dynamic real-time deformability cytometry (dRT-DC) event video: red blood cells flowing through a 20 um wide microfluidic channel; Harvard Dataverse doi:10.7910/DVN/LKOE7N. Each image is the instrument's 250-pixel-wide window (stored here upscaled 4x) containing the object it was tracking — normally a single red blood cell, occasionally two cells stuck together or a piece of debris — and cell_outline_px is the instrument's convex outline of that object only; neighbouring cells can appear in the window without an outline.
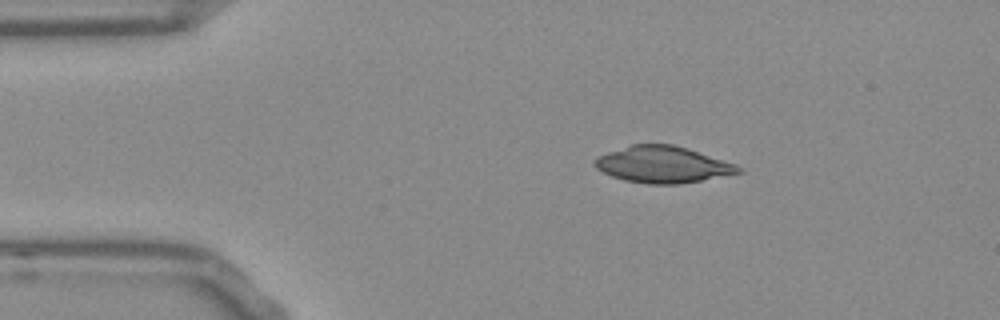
{"species": "Egyptian fruit bat (a non-hibernating species)", "species_latin": "Rousettus aegyptiacus", "temperature_condition": "room temperature", "stored_images_in_passage": 45, "camera_frame_rate_fps": 3000, "um_per_image_px": 0.085, "frame": {"image": 1, "passage_image": 1, "time_ms": 0.0, "image_size_px": [1000, 320], "cell_outline_px": [[744, 172], [700, 180], [676, 184], [648, 184], [624, 180], [612, 176], [596, 168], [592, 164], [596, 156], [632, 144], [672, 144], [688, 148], [736, 164], [744, 168]], "centroid_in_image_um": [56.34, 13.98], "position_along_channel_um": 28.7, "area_um2": 30.58}}
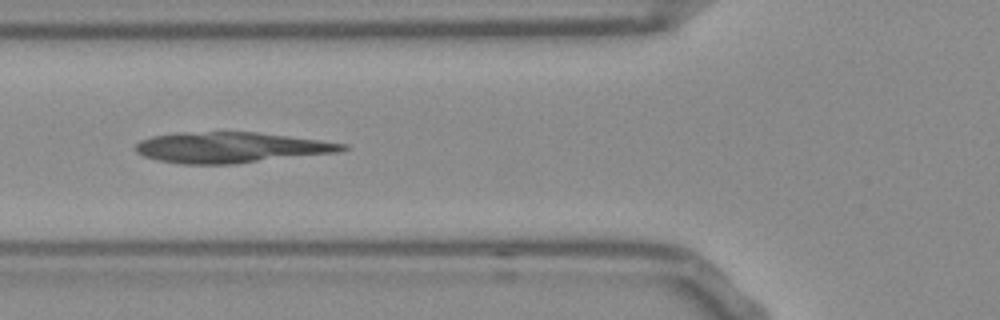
{"frame": {"image": 2, "passage_image": 11, "time_ms": 3.333, "image_size_px": [1000, 320], "cell_outline_px": [[348, 148], [336, 152], [236, 164], [180, 164], [160, 160], [144, 156], [136, 152], [136, 144], [140, 140], [152, 136], [176, 132], [256, 132], [320, 140], [348, 144]], "centroid_in_image_um": [19.59, 12.53], "position_along_channel_um": 106.2, "area_um2": 36.88}}
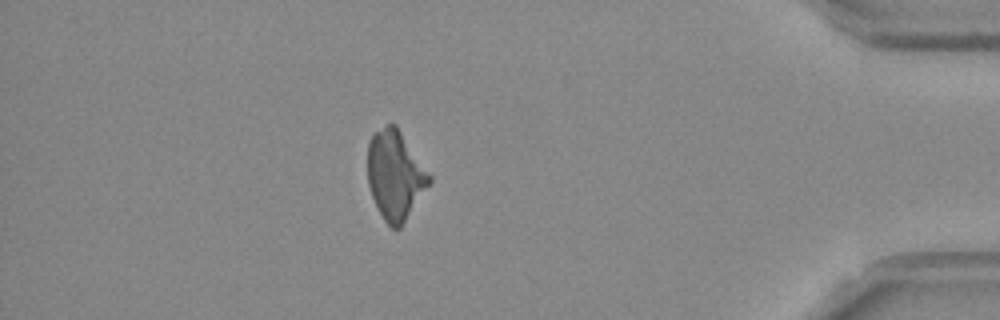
{"frame": {"image": 3, "passage_image": 38, "time_ms": 12.333, "image_size_px": [1000, 320], "cell_outline_px": [[432, 180], [400, 228], [392, 228], [384, 220], [372, 196], [368, 184], [368, 144], [372, 132], [388, 124], [396, 124], [432, 176]], "centroid_in_image_um": [33.59, 14.85], "position_along_channel_um": 401.6, "area_um2": 31.85}}